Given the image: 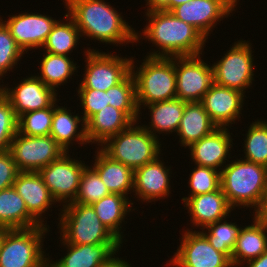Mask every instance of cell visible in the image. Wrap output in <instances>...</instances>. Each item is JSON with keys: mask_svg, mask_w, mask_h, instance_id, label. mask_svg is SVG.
I'll return each instance as SVG.
<instances>
[{"mask_svg": "<svg viewBox=\"0 0 267 267\" xmlns=\"http://www.w3.org/2000/svg\"><path fill=\"white\" fill-rule=\"evenodd\" d=\"M129 197L121 194L110 193L99 201L91 204L103 225L123 243L122 223L128 213L132 212L134 204Z\"/></svg>", "mask_w": 267, "mask_h": 267, "instance_id": "cell-28", "label": "cell"}, {"mask_svg": "<svg viewBox=\"0 0 267 267\" xmlns=\"http://www.w3.org/2000/svg\"><path fill=\"white\" fill-rule=\"evenodd\" d=\"M37 226L41 224L28 212L14 187L0 190V227L25 229Z\"/></svg>", "mask_w": 267, "mask_h": 267, "instance_id": "cell-29", "label": "cell"}, {"mask_svg": "<svg viewBox=\"0 0 267 267\" xmlns=\"http://www.w3.org/2000/svg\"><path fill=\"white\" fill-rule=\"evenodd\" d=\"M77 94L80 99L79 104L82 106L85 122H87L95 113L104 109L109 105L108 92L95 89H77Z\"/></svg>", "mask_w": 267, "mask_h": 267, "instance_id": "cell-41", "label": "cell"}, {"mask_svg": "<svg viewBox=\"0 0 267 267\" xmlns=\"http://www.w3.org/2000/svg\"><path fill=\"white\" fill-rule=\"evenodd\" d=\"M245 267H267V250L258 258L247 262Z\"/></svg>", "mask_w": 267, "mask_h": 267, "instance_id": "cell-46", "label": "cell"}, {"mask_svg": "<svg viewBox=\"0 0 267 267\" xmlns=\"http://www.w3.org/2000/svg\"><path fill=\"white\" fill-rule=\"evenodd\" d=\"M232 161L220 171L221 189L233 209L241 206L255 211L263 196L267 167L242 158Z\"/></svg>", "mask_w": 267, "mask_h": 267, "instance_id": "cell-3", "label": "cell"}, {"mask_svg": "<svg viewBox=\"0 0 267 267\" xmlns=\"http://www.w3.org/2000/svg\"><path fill=\"white\" fill-rule=\"evenodd\" d=\"M227 221L229 220L226 218L218 220L201 229V232L216 250L224 253L231 261V255L242 227L236 222Z\"/></svg>", "mask_w": 267, "mask_h": 267, "instance_id": "cell-33", "label": "cell"}, {"mask_svg": "<svg viewBox=\"0 0 267 267\" xmlns=\"http://www.w3.org/2000/svg\"><path fill=\"white\" fill-rule=\"evenodd\" d=\"M60 243L67 248V253L56 261H51L48 256V267H100L122 247V243L74 245L61 239Z\"/></svg>", "mask_w": 267, "mask_h": 267, "instance_id": "cell-22", "label": "cell"}, {"mask_svg": "<svg viewBox=\"0 0 267 267\" xmlns=\"http://www.w3.org/2000/svg\"><path fill=\"white\" fill-rule=\"evenodd\" d=\"M253 220L250 225L242 226L239 232L231 255L233 267H244L245 263L258 258L267 250V221L256 217Z\"/></svg>", "mask_w": 267, "mask_h": 267, "instance_id": "cell-23", "label": "cell"}, {"mask_svg": "<svg viewBox=\"0 0 267 267\" xmlns=\"http://www.w3.org/2000/svg\"><path fill=\"white\" fill-rule=\"evenodd\" d=\"M25 53L11 36L9 29L0 20V80L18 65ZM2 77V78H1ZM1 82V81H0Z\"/></svg>", "mask_w": 267, "mask_h": 267, "instance_id": "cell-38", "label": "cell"}, {"mask_svg": "<svg viewBox=\"0 0 267 267\" xmlns=\"http://www.w3.org/2000/svg\"><path fill=\"white\" fill-rule=\"evenodd\" d=\"M68 107L53 104V117L50 136L66 151L70 145L77 142L79 145L89 144L86 136V122L83 117L76 115ZM73 114V115H72ZM81 122V123H80ZM81 124V128L79 127ZM81 129V130H80ZM75 141V142H73Z\"/></svg>", "mask_w": 267, "mask_h": 267, "instance_id": "cell-24", "label": "cell"}, {"mask_svg": "<svg viewBox=\"0 0 267 267\" xmlns=\"http://www.w3.org/2000/svg\"><path fill=\"white\" fill-rule=\"evenodd\" d=\"M0 20L9 29L22 51L27 54L31 49H41L47 36L51 33L53 26L58 20L40 13H21L10 15L7 21Z\"/></svg>", "mask_w": 267, "mask_h": 267, "instance_id": "cell-16", "label": "cell"}, {"mask_svg": "<svg viewBox=\"0 0 267 267\" xmlns=\"http://www.w3.org/2000/svg\"><path fill=\"white\" fill-rule=\"evenodd\" d=\"M146 26L135 34L136 42L147 39L157 50L148 52V57H182L202 55L206 38L192 25L177 18L170 11L145 10ZM148 18V19H147ZM140 37V38H139ZM161 49V51H160Z\"/></svg>", "mask_w": 267, "mask_h": 267, "instance_id": "cell-1", "label": "cell"}, {"mask_svg": "<svg viewBox=\"0 0 267 267\" xmlns=\"http://www.w3.org/2000/svg\"><path fill=\"white\" fill-rule=\"evenodd\" d=\"M16 192L23 198L28 212L41 224L46 225L44 213L56 203L38 172H19L13 183ZM43 214V215H42Z\"/></svg>", "mask_w": 267, "mask_h": 267, "instance_id": "cell-20", "label": "cell"}, {"mask_svg": "<svg viewBox=\"0 0 267 267\" xmlns=\"http://www.w3.org/2000/svg\"><path fill=\"white\" fill-rule=\"evenodd\" d=\"M166 265L172 267H233L230 259L216 250L201 231L185 230L180 246Z\"/></svg>", "mask_w": 267, "mask_h": 267, "instance_id": "cell-12", "label": "cell"}, {"mask_svg": "<svg viewBox=\"0 0 267 267\" xmlns=\"http://www.w3.org/2000/svg\"><path fill=\"white\" fill-rule=\"evenodd\" d=\"M190 194L188 197L210 193L221 188L220 171L205 166L196 165L189 174Z\"/></svg>", "mask_w": 267, "mask_h": 267, "instance_id": "cell-39", "label": "cell"}, {"mask_svg": "<svg viewBox=\"0 0 267 267\" xmlns=\"http://www.w3.org/2000/svg\"><path fill=\"white\" fill-rule=\"evenodd\" d=\"M245 136L242 159L267 167V121L252 122Z\"/></svg>", "mask_w": 267, "mask_h": 267, "instance_id": "cell-35", "label": "cell"}, {"mask_svg": "<svg viewBox=\"0 0 267 267\" xmlns=\"http://www.w3.org/2000/svg\"><path fill=\"white\" fill-rule=\"evenodd\" d=\"M217 128L200 102H187L177 135L180 146L190 147Z\"/></svg>", "mask_w": 267, "mask_h": 267, "instance_id": "cell-27", "label": "cell"}, {"mask_svg": "<svg viewBox=\"0 0 267 267\" xmlns=\"http://www.w3.org/2000/svg\"><path fill=\"white\" fill-rule=\"evenodd\" d=\"M116 255V257H115ZM112 256L106 263L102 264L100 267H132L124 259L117 257V254Z\"/></svg>", "mask_w": 267, "mask_h": 267, "instance_id": "cell-45", "label": "cell"}, {"mask_svg": "<svg viewBox=\"0 0 267 267\" xmlns=\"http://www.w3.org/2000/svg\"><path fill=\"white\" fill-rule=\"evenodd\" d=\"M228 127H217L207 136L193 143L190 150L194 165L211 167L218 171L229 163L233 141ZM222 166V167H221Z\"/></svg>", "mask_w": 267, "mask_h": 267, "instance_id": "cell-19", "label": "cell"}, {"mask_svg": "<svg viewBox=\"0 0 267 267\" xmlns=\"http://www.w3.org/2000/svg\"><path fill=\"white\" fill-rule=\"evenodd\" d=\"M109 105L124 111L134 122L140 119V111L136 100V84L130 72L119 84L109 88Z\"/></svg>", "mask_w": 267, "mask_h": 267, "instance_id": "cell-34", "label": "cell"}, {"mask_svg": "<svg viewBox=\"0 0 267 267\" xmlns=\"http://www.w3.org/2000/svg\"><path fill=\"white\" fill-rule=\"evenodd\" d=\"M85 73L78 89L107 91L119 84L131 72V58L94 49L85 51Z\"/></svg>", "mask_w": 267, "mask_h": 267, "instance_id": "cell-9", "label": "cell"}, {"mask_svg": "<svg viewBox=\"0 0 267 267\" xmlns=\"http://www.w3.org/2000/svg\"><path fill=\"white\" fill-rule=\"evenodd\" d=\"M109 194L98 173L87 165L81 174L78 192L72 203L91 205Z\"/></svg>", "mask_w": 267, "mask_h": 267, "instance_id": "cell-36", "label": "cell"}, {"mask_svg": "<svg viewBox=\"0 0 267 267\" xmlns=\"http://www.w3.org/2000/svg\"><path fill=\"white\" fill-rule=\"evenodd\" d=\"M182 201L191 216L190 222L193 227L196 226V229L197 227L203 229L218 220L229 218L227 216L234 210L229 205L221 188L210 193L183 197Z\"/></svg>", "mask_w": 267, "mask_h": 267, "instance_id": "cell-21", "label": "cell"}, {"mask_svg": "<svg viewBox=\"0 0 267 267\" xmlns=\"http://www.w3.org/2000/svg\"><path fill=\"white\" fill-rule=\"evenodd\" d=\"M96 151L95 161L91 167L98 173L110 193L128 197L134 188V170L112 160L100 147Z\"/></svg>", "mask_w": 267, "mask_h": 267, "instance_id": "cell-26", "label": "cell"}, {"mask_svg": "<svg viewBox=\"0 0 267 267\" xmlns=\"http://www.w3.org/2000/svg\"><path fill=\"white\" fill-rule=\"evenodd\" d=\"M145 57L139 68L134 65V57L131 61L140 113L145 105L177 98L175 57Z\"/></svg>", "mask_w": 267, "mask_h": 267, "instance_id": "cell-4", "label": "cell"}, {"mask_svg": "<svg viewBox=\"0 0 267 267\" xmlns=\"http://www.w3.org/2000/svg\"><path fill=\"white\" fill-rule=\"evenodd\" d=\"M254 212L252 216L267 221V179H266V184L264 186V192L261 202Z\"/></svg>", "mask_w": 267, "mask_h": 267, "instance_id": "cell-43", "label": "cell"}, {"mask_svg": "<svg viewBox=\"0 0 267 267\" xmlns=\"http://www.w3.org/2000/svg\"><path fill=\"white\" fill-rule=\"evenodd\" d=\"M160 155L153 161L134 170L133 192L136 198L143 202H155L165 199L171 193V167H166Z\"/></svg>", "mask_w": 267, "mask_h": 267, "instance_id": "cell-18", "label": "cell"}, {"mask_svg": "<svg viewBox=\"0 0 267 267\" xmlns=\"http://www.w3.org/2000/svg\"><path fill=\"white\" fill-rule=\"evenodd\" d=\"M52 117L53 105L24 113L18 118V132L25 136L50 135Z\"/></svg>", "mask_w": 267, "mask_h": 267, "instance_id": "cell-37", "label": "cell"}, {"mask_svg": "<svg viewBox=\"0 0 267 267\" xmlns=\"http://www.w3.org/2000/svg\"><path fill=\"white\" fill-rule=\"evenodd\" d=\"M193 0H170V12L176 7L186 2H191Z\"/></svg>", "mask_w": 267, "mask_h": 267, "instance_id": "cell-47", "label": "cell"}, {"mask_svg": "<svg viewBox=\"0 0 267 267\" xmlns=\"http://www.w3.org/2000/svg\"><path fill=\"white\" fill-rule=\"evenodd\" d=\"M18 132V117L10 101L0 91V152L8 151Z\"/></svg>", "mask_w": 267, "mask_h": 267, "instance_id": "cell-40", "label": "cell"}, {"mask_svg": "<svg viewBox=\"0 0 267 267\" xmlns=\"http://www.w3.org/2000/svg\"><path fill=\"white\" fill-rule=\"evenodd\" d=\"M134 121L122 110L108 105L86 122L88 142L104 144L109 138L128 128Z\"/></svg>", "mask_w": 267, "mask_h": 267, "instance_id": "cell-25", "label": "cell"}, {"mask_svg": "<svg viewBox=\"0 0 267 267\" xmlns=\"http://www.w3.org/2000/svg\"><path fill=\"white\" fill-rule=\"evenodd\" d=\"M200 55L175 57L176 94L186 102H200L214 83L212 66Z\"/></svg>", "mask_w": 267, "mask_h": 267, "instance_id": "cell-13", "label": "cell"}, {"mask_svg": "<svg viewBox=\"0 0 267 267\" xmlns=\"http://www.w3.org/2000/svg\"><path fill=\"white\" fill-rule=\"evenodd\" d=\"M133 122L128 128L109 138L100 149L112 160L133 170L155 160L162 150L161 142L143 124Z\"/></svg>", "mask_w": 267, "mask_h": 267, "instance_id": "cell-5", "label": "cell"}, {"mask_svg": "<svg viewBox=\"0 0 267 267\" xmlns=\"http://www.w3.org/2000/svg\"><path fill=\"white\" fill-rule=\"evenodd\" d=\"M48 230L49 226L44 225L9 229L0 250V267H48L42 247Z\"/></svg>", "mask_w": 267, "mask_h": 267, "instance_id": "cell-7", "label": "cell"}, {"mask_svg": "<svg viewBox=\"0 0 267 267\" xmlns=\"http://www.w3.org/2000/svg\"><path fill=\"white\" fill-rule=\"evenodd\" d=\"M60 208L59 239L74 245L121 243L100 221L91 205L69 203Z\"/></svg>", "mask_w": 267, "mask_h": 267, "instance_id": "cell-6", "label": "cell"}, {"mask_svg": "<svg viewBox=\"0 0 267 267\" xmlns=\"http://www.w3.org/2000/svg\"><path fill=\"white\" fill-rule=\"evenodd\" d=\"M235 5L238 4L239 0H231Z\"/></svg>", "mask_w": 267, "mask_h": 267, "instance_id": "cell-49", "label": "cell"}, {"mask_svg": "<svg viewBox=\"0 0 267 267\" xmlns=\"http://www.w3.org/2000/svg\"><path fill=\"white\" fill-rule=\"evenodd\" d=\"M21 79L15 87L0 85L1 93L10 101L16 116L51 107L57 101V91L46 86L36 75Z\"/></svg>", "mask_w": 267, "mask_h": 267, "instance_id": "cell-14", "label": "cell"}, {"mask_svg": "<svg viewBox=\"0 0 267 267\" xmlns=\"http://www.w3.org/2000/svg\"><path fill=\"white\" fill-rule=\"evenodd\" d=\"M147 12L170 11V0H146Z\"/></svg>", "mask_w": 267, "mask_h": 267, "instance_id": "cell-44", "label": "cell"}, {"mask_svg": "<svg viewBox=\"0 0 267 267\" xmlns=\"http://www.w3.org/2000/svg\"><path fill=\"white\" fill-rule=\"evenodd\" d=\"M64 2V0H63ZM67 14L82 36L111 45L136 42V31L113 6L104 0H65Z\"/></svg>", "mask_w": 267, "mask_h": 267, "instance_id": "cell-2", "label": "cell"}, {"mask_svg": "<svg viewBox=\"0 0 267 267\" xmlns=\"http://www.w3.org/2000/svg\"><path fill=\"white\" fill-rule=\"evenodd\" d=\"M235 8L237 7L231 0H193L176 6L171 12L208 39L217 22L236 11Z\"/></svg>", "mask_w": 267, "mask_h": 267, "instance_id": "cell-15", "label": "cell"}, {"mask_svg": "<svg viewBox=\"0 0 267 267\" xmlns=\"http://www.w3.org/2000/svg\"><path fill=\"white\" fill-rule=\"evenodd\" d=\"M65 22L58 20L42 46L44 52L69 56L79 44L81 33L75 21L66 13ZM71 51V52H70Z\"/></svg>", "mask_w": 267, "mask_h": 267, "instance_id": "cell-32", "label": "cell"}, {"mask_svg": "<svg viewBox=\"0 0 267 267\" xmlns=\"http://www.w3.org/2000/svg\"><path fill=\"white\" fill-rule=\"evenodd\" d=\"M186 103V101L175 98L145 105L149 109L151 122H149L150 126L143 125V127L155 137H159L157 134L162 133H177Z\"/></svg>", "mask_w": 267, "mask_h": 267, "instance_id": "cell-30", "label": "cell"}, {"mask_svg": "<svg viewBox=\"0 0 267 267\" xmlns=\"http://www.w3.org/2000/svg\"><path fill=\"white\" fill-rule=\"evenodd\" d=\"M244 97V93L214 82L200 103L217 127H230L242 114Z\"/></svg>", "mask_w": 267, "mask_h": 267, "instance_id": "cell-17", "label": "cell"}, {"mask_svg": "<svg viewBox=\"0 0 267 267\" xmlns=\"http://www.w3.org/2000/svg\"><path fill=\"white\" fill-rule=\"evenodd\" d=\"M20 171L9 151L0 152V190L13 187V183Z\"/></svg>", "mask_w": 267, "mask_h": 267, "instance_id": "cell-42", "label": "cell"}, {"mask_svg": "<svg viewBox=\"0 0 267 267\" xmlns=\"http://www.w3.org/2000/svg\"><path fill=\"white\" fill-rule=\"evenodd\" d=\"M252 43L239 40L221 60L212 64L214 82L220 86L236 89L245 94L254 81V57Z\"/></svg>", "mask_w": 267, "mask_h": 267, "instance_id": "cell-8", "label": "cell"}, {"mask_svg": "<svg viewBox=\"0 0 267 267\" xmlns=\"http://www.w3.org/2000/svg\"><path fill=\"white\" fill-rule=\"evenodd\" d=\"M8 151L20 172H38L66 152L50 135L25 136L19 132Z\"/></svg>", "mask_w": 267, "mask_h": 267, "instance_id": "cell-10", "label": "cell"}, {"mask_svg": "<svg viewBox=\"0 0 267 267\" xmlns=\"http://www.w3.org/2000/svg\"><path fill=\"white\" fill-rule=\"evenodd\" d=\"M40 61V72L36 75L46 86L57 91L59 86L64 85L72 78L74 72H78L77 64L71 58L64 55L43 53ZM71 59V60H70ZM57 88V89H56Z\"/></svg>", "mask_w": 267, "mask_h": 267, "instance_id": "cell-31", "label": "cell"}, {"mask_svg": "<svg viewBox=\"0 0 267 267\" xmlns=\"http://www.w3.org/2000/svg\"><path fill=\"white\" fill-rule=\"evenodd\" d=\"M68 153L38 171L54 200L63 206L76 198L81 174L87 166L84 161L71 158Z\"/></svg>", "mask_w": 267, "mask_h": 267, "instance_id": "cell-11", "label": "cell"}, {"mask_svg": "<svg viewBox=\"0 0 267 267\" xmlns=\"http://www.w3.org/2000/svg\"><path fill=\"white\" fill-rule=\"evenodd\" d=\"M8 230H9L8 228L0 227V250H1V247H2V243L4 241L5 234H6V232Z\"/></svg>", "mask_w": 267, "mask_h": 267, "instance_id": "cell-48", "label": "cell"}]
</instances>
